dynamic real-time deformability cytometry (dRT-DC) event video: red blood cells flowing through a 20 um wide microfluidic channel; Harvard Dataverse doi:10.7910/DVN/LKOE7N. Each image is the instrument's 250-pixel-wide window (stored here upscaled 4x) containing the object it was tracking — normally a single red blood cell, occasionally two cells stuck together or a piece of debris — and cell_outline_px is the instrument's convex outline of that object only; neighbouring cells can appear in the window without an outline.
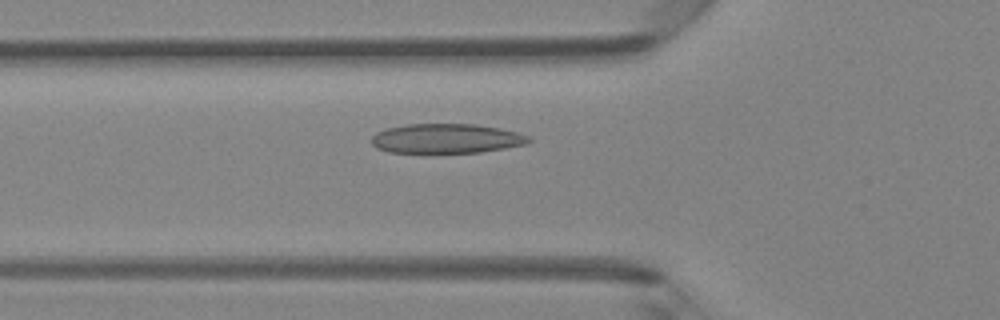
{"species": "Egyptian fruit bat (a non-hibernating species)", "species_latin": "Rousettus aegyptiacus", "temperature_condition": "room temperature", "stored_images_in_passage": 47, "camera_frame_rate_fps": 3000, "um_per_image_px": 0.085, "animal": {"sex": "female"}, "frame": {"image": 1, "passage_image": 16, "time_ms": 5.0, "image_size_px": [1000, 320], "cell_outline_px": [[532, 140], [524, 144], [504, 148], [480, 152], [388, 152], [376, 148], [372, 144], [372, 136], [376, 132], [388, 128], [408, 124], [472, 124], [500, 128], [516, 132], [528, 136]], "centroid_in_image_um": [37.91, 11.77], "position_along_channel_um": 87.9, "area_um2": 26.76}}
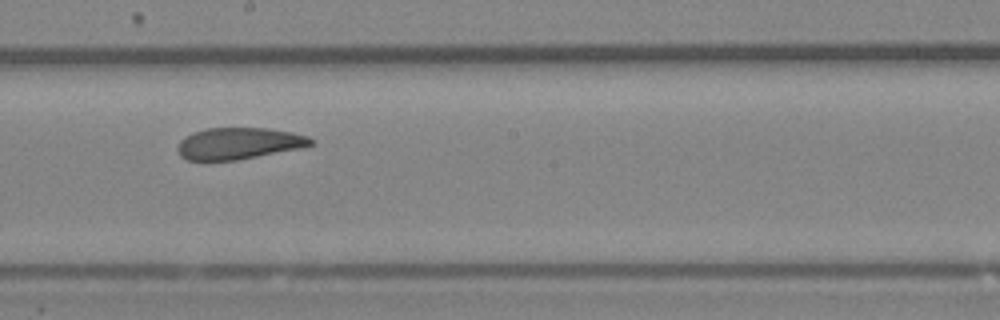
{"frame": {"image": 2, "passage_image": 26, "time_ms": 8.333, "image_size_px": [1000, 320], "cell_outline_px": [[316, 144], [300, 148], [236, 160], [188, 160], [180, 156], [176, 148], [180, 140], [184, 136], [204, 128], [268, 128], [292, 132], [308, 136], [316, 140]], "centroid_in_image_um": [20.3, 12.18], "position_along_channel_um": 227.9, "area_um2": 24.68}}
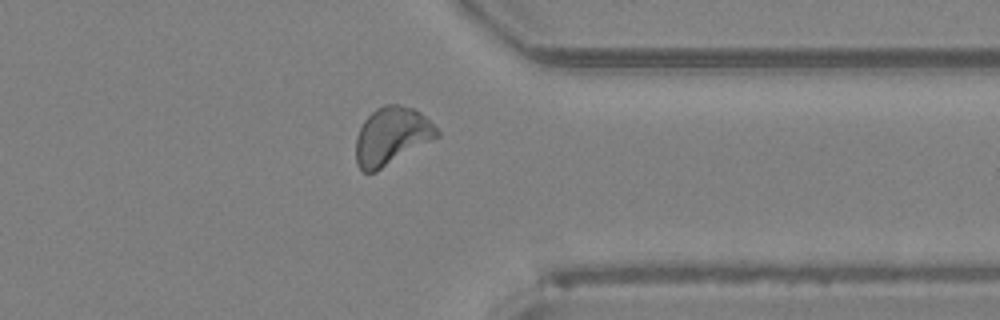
{"frame": {"image": 3, "passage_image": 37, "time_ms": 12.0, "image_size_px": [1000, 320], "cell_outline_px": [[440, 136], [376, 172], [364, 172], [356, 164], [356, 136], [364, 120], [376, 108], [384, 104], [400, 104], [412, 108], [420, 112], [440, 132]], "centroid_in_image_um": [33.27, 11.56], "position_along_channel_um": 378.1, "area_um2": 27.22}, "authors_computed_cell_mechanics": {"area_um2": 26.5302, "velocity_mm_per_s": 4.215, "shape_relaxation_time_tau1_ms": 4.5349, "shape_relaxation_time_tau2_ms": 1.9215, "deformation_change_tau1": 0.1398, "deformation_change_tau2": 0.0798}}